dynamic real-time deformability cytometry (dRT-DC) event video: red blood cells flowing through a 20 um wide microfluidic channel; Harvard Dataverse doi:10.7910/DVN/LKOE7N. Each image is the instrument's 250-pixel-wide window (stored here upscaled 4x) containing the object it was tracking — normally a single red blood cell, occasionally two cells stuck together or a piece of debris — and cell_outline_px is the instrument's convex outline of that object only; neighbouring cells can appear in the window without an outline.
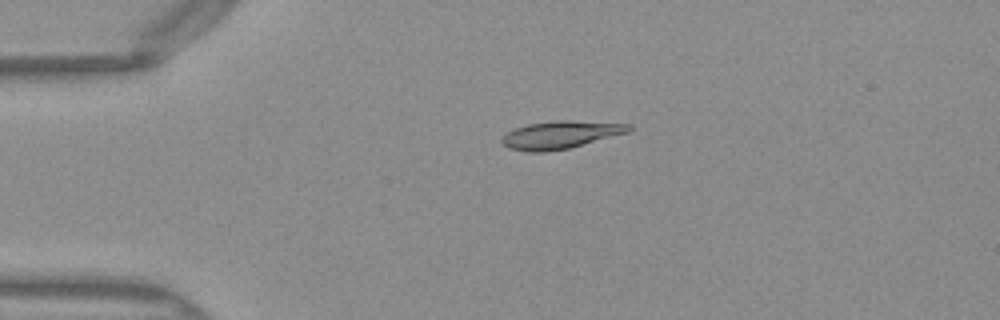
{"species": "Egyptian fruit bat (a non-hibernating species)", "species_latin": "Rousettus aegyptiacus", "temperature_condition": "warm", "stored_images_in_passage": 40, "camera_frame_rate_fps": 3000, "um_per_image_px": 0.085, "frame": {"image": 1, "passage_image": 1, "time_ms": 0.0, "image_size_px": [1000, 320], "cell_outline_px": [[632, 128], [628, 132], [568, 148], [544, 152], [532, 152], [508, 148], [500, 140], [500, 136], [516, 128], [528, 124], [556, 120], [572, 120], [632, 124]], "centroid_in_image_um": [47.62, 11.45], "position_along_channel_um": 37.4, "area_um2": 20.35}}
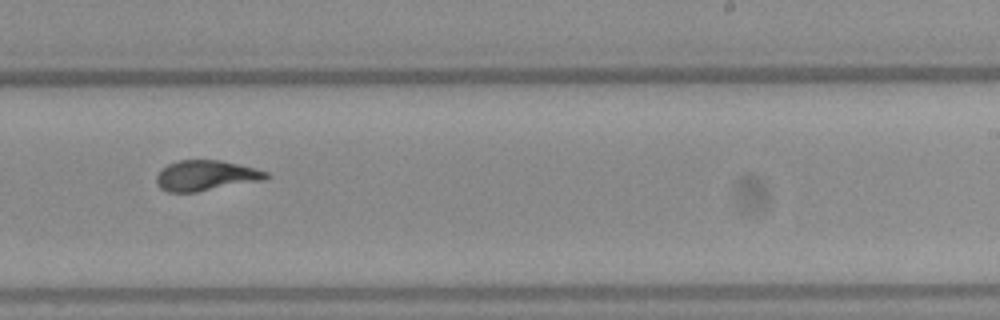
{"frame": {"image": 2, "passage_image": 21, "time_ms": 6.667, "image_size_px": [1000, 320], "cell_outline_px": [[272, 176], [268, 180], [196, 192], [168, 192], [160, 188], [156, 184], [156, 176], [168, 164], [180, 160], [220, 160], [256, 168], [268, 172]], "centroid_in_image_um": [17.57, 14.93], "position_along_channel_um": 271.4, "area_um2": 19.65}}
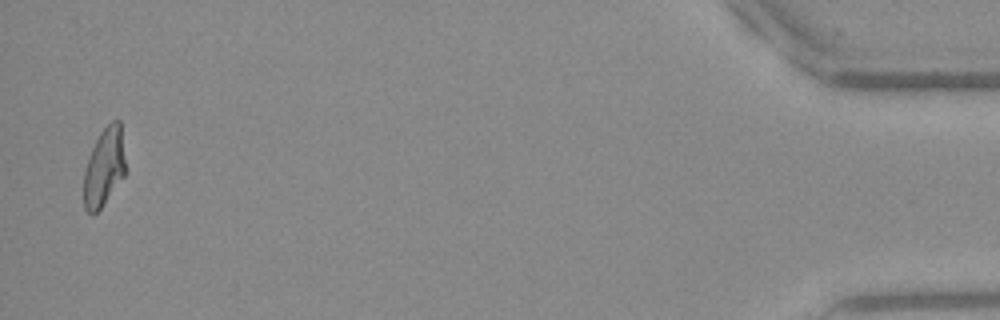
{"frame": {"image": 3, "passage_image": 39, "time_ms": 12.667, "image_size_px": [1000, 320], "cell_outline_px": [[124, 176], [100, 208], [92, 216], [84, 208], [84, 172], [92, 148], [100, 132], [112, 120], [120, 120], [124, 160]], "centroid_in_image_um": [8.83, 14.22], "position_along_channel_um": 426.4, "area_um2": 18.55}, "authors_computed_cell_mechanics": {"area_um2": 19.5942, "velocity_mm_per_s": 4.0375, "shape_relaxation_time_tau1_ms": 4.9695, "shape_relaxation_time_tau2_ms": 1.3383, "deformation_change_tau1": 0.2114, "deformation_change_tau2": 0.0705}}